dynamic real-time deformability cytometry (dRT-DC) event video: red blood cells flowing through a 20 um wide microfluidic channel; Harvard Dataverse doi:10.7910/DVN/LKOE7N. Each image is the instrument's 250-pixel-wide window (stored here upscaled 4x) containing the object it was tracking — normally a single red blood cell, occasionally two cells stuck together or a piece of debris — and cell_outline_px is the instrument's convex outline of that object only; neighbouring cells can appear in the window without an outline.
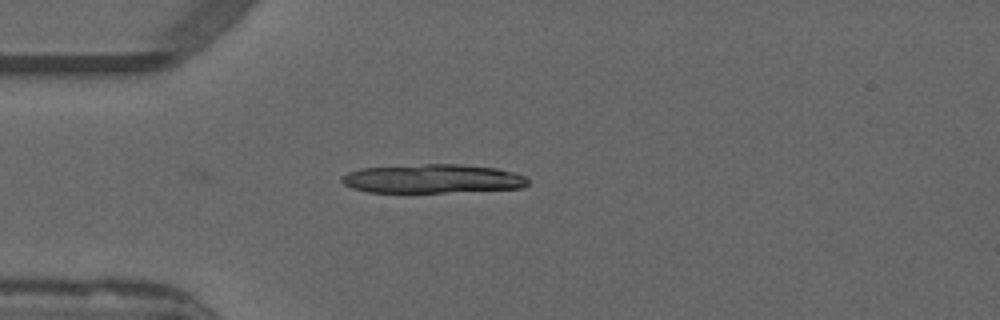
{"species": "common noctule bat (a hibernating species)", "species_latin": "Nyctalus noctula", "temperature_condition": "warm", "stored_images_in_passage": 3, "camera_frame_rate_fps": 3000, "um_per_image_px": 0.085, "animal": {"sex": "male", "forearm_length_mm": 52.5}, "frame": {"image": 1, "passage_image": 1, "time_ms": 0.0, "image_size_px": [1000, 320], "cell_outline_px": [[528, 184], [520, 188], [444, 192], [368, 192], [352, 188], [344, 184], [340, 180], [348, 172], [360, 168], [424, 164], [460, 164], [496, 168], [512, 172], [524, 176], [528, 180]], "centroid_in_image_um": [36.74, 15.19], "position_along_channel_um": 48.3, "area_um2": 31.1}}